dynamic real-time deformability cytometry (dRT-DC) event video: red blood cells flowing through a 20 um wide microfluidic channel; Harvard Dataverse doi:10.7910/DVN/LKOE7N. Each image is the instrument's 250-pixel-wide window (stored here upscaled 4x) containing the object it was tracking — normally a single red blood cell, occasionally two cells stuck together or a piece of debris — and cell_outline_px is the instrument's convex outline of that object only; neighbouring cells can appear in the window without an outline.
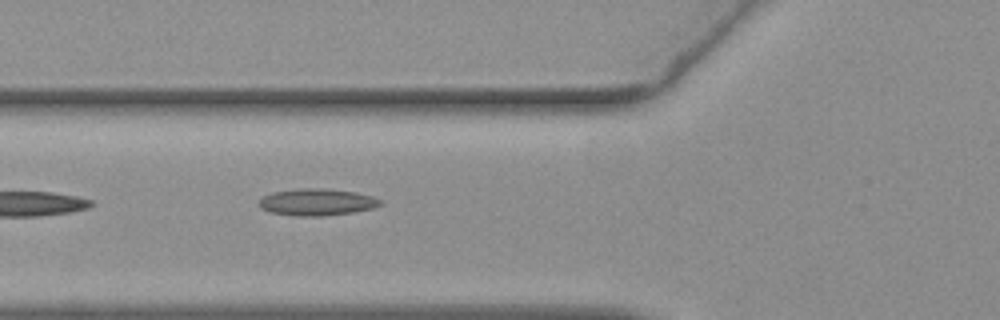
{"species": "common noctule bat (a hibernating species)", "species_latin": "Nyctalus noctula", "temperature_condition": "warm", "stored_images_in_passage": 19, "camera_frame_rate_fps": 3000, "um_per_image_px": 0.085, "animal": {"sex": "female", "body_mass_g": 19.3, "forearm_length_mm": 54.1}, "frame": {"image": 1, "passage_image": 5, "time_ms": 1.333, "image_size_px": [1000, 320], "cell_outline_px": [[384, 204], [372, 208], [352, 212], [324, 216], [296, 216], [268, 212], [260, 208], [260, 196], [272, 192], [300, 188], [320, 188], [356, 192], [372, 196], [380, 200]], "centroid_in_image_um": [26.9, 17.18], "position_along_channel_um": 98.9, "area_um2": 19.07}}
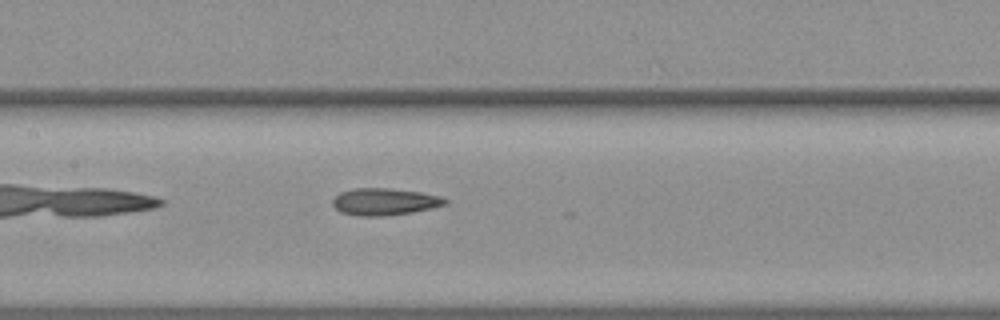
{"frame": {"image": 2, "passage_image": 11, "time_ms": 3.333, "image_size_px": [1000, 320], "cell_outline_px": [[448, 200], [444, 204], [432, 208], [412, 212], [384, 216], [360, 216], [340, 212], [332, 204], [332, 200], [340, 192], [356, 188], [388, 188], [420, 192], [440, 196]], "centroid_in_image_um": [32.66, 17.14], "position_along_channel_um": 174.7, "area_um2": 17.57}}
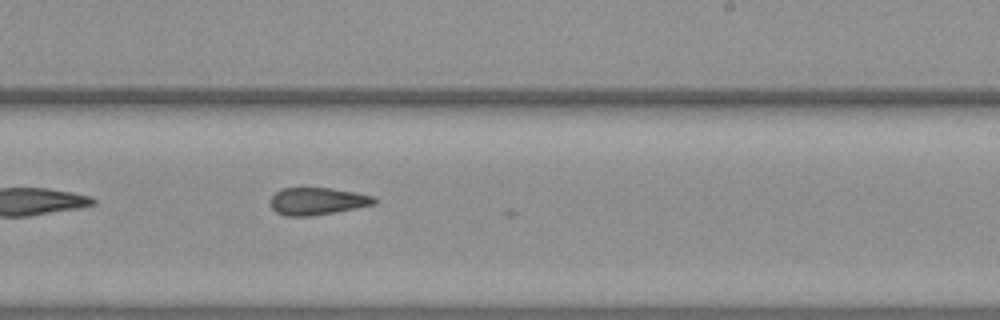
{"frame": {"image": 3, "passage_image": 18, "time_ms": 5.667, "image_size_px": [1000, 320], "cell_outline_px": [[380, 200], [376, 204], [356, 208], [312, 216], [288, 216], [276, 212], [272, 208], [272, 196], [276, 192], [284, 188], [332, 188], [356, 192], [376, 196]], "centroid_in_image_um": [27.06, 17.1], "position_along_channel_um": 261.9, "area_um2": 16.59}}